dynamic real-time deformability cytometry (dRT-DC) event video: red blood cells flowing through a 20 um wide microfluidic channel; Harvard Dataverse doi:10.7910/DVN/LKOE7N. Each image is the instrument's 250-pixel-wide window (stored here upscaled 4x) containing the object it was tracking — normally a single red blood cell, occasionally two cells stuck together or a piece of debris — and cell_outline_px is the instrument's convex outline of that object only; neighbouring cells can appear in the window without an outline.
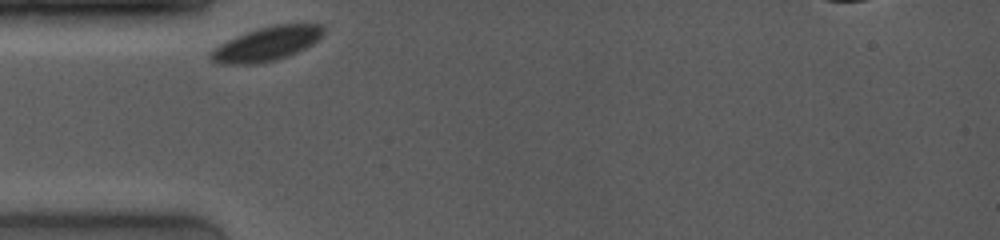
{"species": "common noctule bat (a hibernating species)", "species_latin": "Nyctalus noctula", "temperature_condition": "room temperature", "stored_images_in_passage": 39, "camera_frame_rate_fps": 4000, "um_per_image_px": 0.085, "animal": {"sex": "female", "body_mass_g": 19.0, "forearm_length_mm": 53.3}, "frame": {"image": 1, "passage_image": 1, "time_ms": 0.0, "image_size_px": [1000, 240], "cell_outline_px": [[324, 32], [312, 44], [296, 52], [276, 60], [252, 64], [220, 64], [212, 60], [208, 56], [208, 52], [220, 44], [236, 36], [272, 24], [320, 24], [324, 28]], "centroid_in_image_um": [22.63, 3.73], "position_along_channel_um": 62.4, "area_um2": 22.08}}
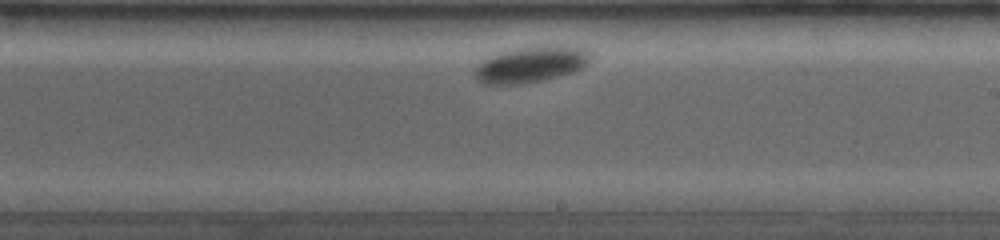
{"frame": {"image": 2, "passage_image": 22, "time_ms": 5.25, "image_size_px": [1000, 240], "cell_outline_px": [[592, 56], [588, 64], [572, 72], [540, 80], [520, 84], [484, 84], [476, 80], [472, 72], [476, 64], [492, 56], [516, 48], [584, 48]], "centroid_in_image_um": [45.04, 5.53], "position_along_channel_um": 244.0, "area_um2": 23.29}}
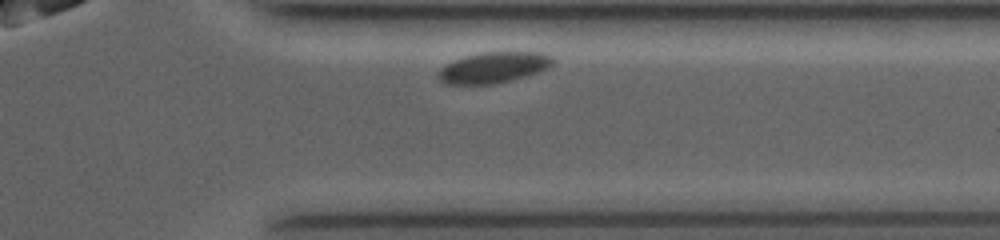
{"frame": {"image": 3, "passage_image": 36, "time_ms": 8.75, "image_size_px": [1000, 240], "cell_outline_px": [[556, 60], [552, 64], [536, 72], [512, 80], [492, 84], [444, 84], [436, 76], [440, 68], [444, 64], [452, 60], [464, 56], [484, 52], [540, 52]], "centroid_in_image_um": [41.86, 5.74], "position_along_channel_um": 369.5, "area_um2": 20.52}, "authors_computed_cell_mechanics": {"area_um2": 22.6576, "velocity_mm_per_s": 3.5197, "shape_relaxation_time_tau1_ms": 1.1499, "shape_relaxation_time_tau2_ms": null, "deformation_change_tau1": 0.0398, "deformation_change_tau2": null}}